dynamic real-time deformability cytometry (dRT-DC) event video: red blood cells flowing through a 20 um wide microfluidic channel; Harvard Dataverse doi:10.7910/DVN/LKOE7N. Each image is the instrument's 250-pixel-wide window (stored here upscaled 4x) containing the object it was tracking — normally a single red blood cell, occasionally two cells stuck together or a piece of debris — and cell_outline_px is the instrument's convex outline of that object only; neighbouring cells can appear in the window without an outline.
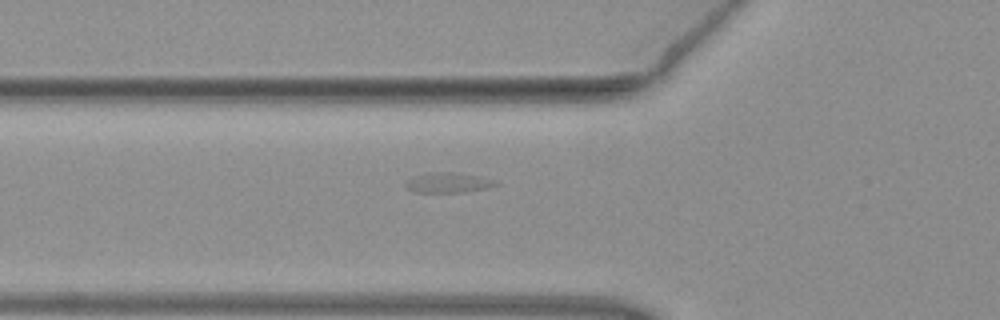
{"species": "common noctule bat (a hibernating species)", "species_latin": "Nyctalus noctula", "temperature_condition": "warm", "stored_images_in_passage": 4, "camera_frame_rate_fps": 3000, "um_per_image_px": 0.085, "animal": {"sex": "female", "body_mass_g": 19.3, "forearm_length_mm": 54.1}, "frame": {"image": 1, "passage_image": 4, "time_ms": 1.0, "image_size_px": [1000, 320], "cell_outline_px": [[500, 184], [488, 188], [464, 192], [412, 192], [404, 184], [404, 180], [412, 176], [428, 172], [452, 172], [476, 176], [492, 180]], "centroid_in_image_um": [38.0, 15.52], "position_along_channel_um": 87.8, "area_um2": 10.58}}